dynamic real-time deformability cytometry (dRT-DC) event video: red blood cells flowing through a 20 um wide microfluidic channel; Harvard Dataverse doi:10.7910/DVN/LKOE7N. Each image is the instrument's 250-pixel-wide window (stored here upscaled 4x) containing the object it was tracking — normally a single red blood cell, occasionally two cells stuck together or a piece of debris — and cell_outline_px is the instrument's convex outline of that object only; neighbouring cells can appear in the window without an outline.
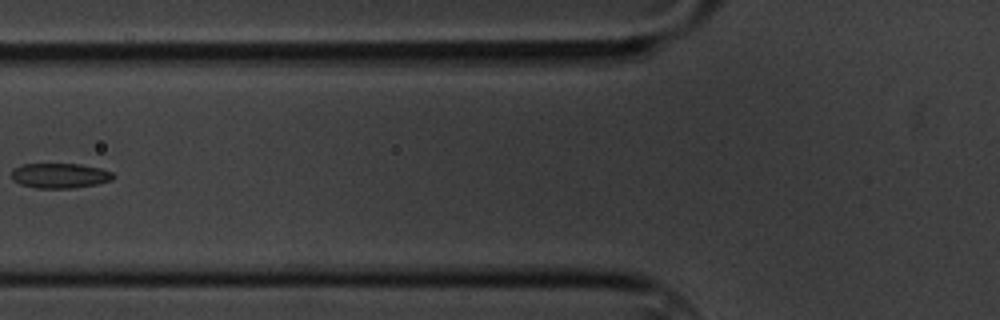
{"species": "common noctule bat (a hibernating species)", "species_latin": "Nyctalus noctula", "temperature_condition": "cold", "stored_images_in_passage": 11, "camera_frame_rate_fps": 3000, "um_per_image_px": 0.085, "animal": {"sex": "male", "body_mass_g": 20.1, "forearm_length_mm": 53.5}, "frame": {"image": 1, "passage_image": 3, "time_ms": 2.333, "image_size_px": [1000, 320], "cell_outline_px": [[116, 176], [112, 180], [96, 184], [72, 188], [36, 188], [20, 184], [12, 180], [12, 168], [24, 164], [80, 164], [100, 168], [112, 172]], "centroid_in_image_um": [5.08, 14.93], "position_along_channel_um": 120.7, "area_um2": 14.85}}
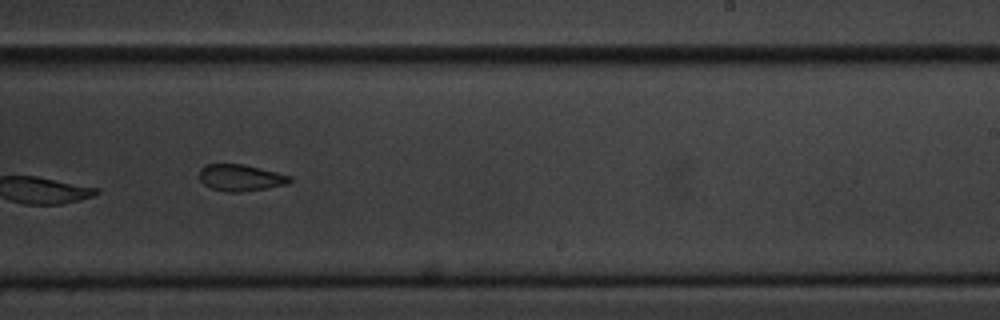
{"frame": {"image": 2, "passage_image": 7, "time_ms": 6.667, "image_size_px": [1000, 320], "cell_outline_px": [[292, 180], [288, 184], [240, 192], [228, 192], [212, 188], [204, 184], [200, 180], [200, 168], [204, 164], [244, 164], [292, 176]], "centroid_in_image_um": [20.45, 15.09], "position_along_channel_um": 268.6, "area_um2": 13.93}}
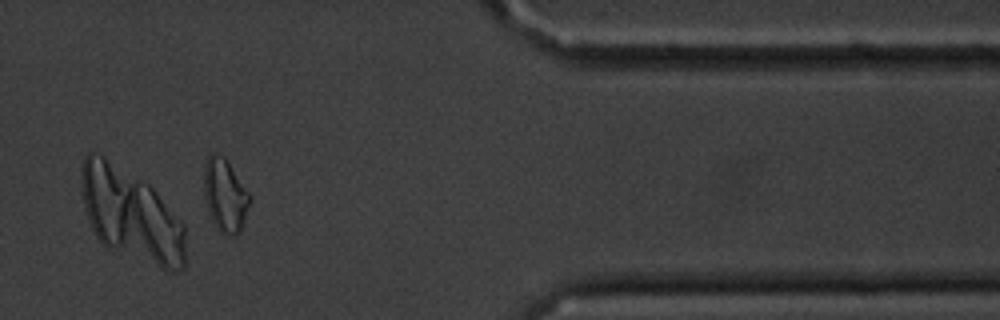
{"frame": {"image": 3, "passage_image": 10, "time_ms": 11.0, "image_size_px": [1000, 320], "cell_outline_px": [[252, 196], [244, 220], [240, 228], [232, 236], [224, 236], [216, 228], [208, 212], [204, 192], [204, 164], [208, 156], [212, 152], [224, 156], [228, 160]], "centroid_in_image_um": [19.12, 16.56], "position_along_channel_um": 392.3, "area_um2": 19.65}, "authors_computed_cell_mechanics": {"area_um2": 14.8546, "velocity_mm_per_s": 3.4205, "shape_relaxation_time_tau1_ms": null, "shape_relaxation_time_tau2_ms": 3.923, "deformation_change_tau1": null, "deformation_change_tau2": 0.1019}}